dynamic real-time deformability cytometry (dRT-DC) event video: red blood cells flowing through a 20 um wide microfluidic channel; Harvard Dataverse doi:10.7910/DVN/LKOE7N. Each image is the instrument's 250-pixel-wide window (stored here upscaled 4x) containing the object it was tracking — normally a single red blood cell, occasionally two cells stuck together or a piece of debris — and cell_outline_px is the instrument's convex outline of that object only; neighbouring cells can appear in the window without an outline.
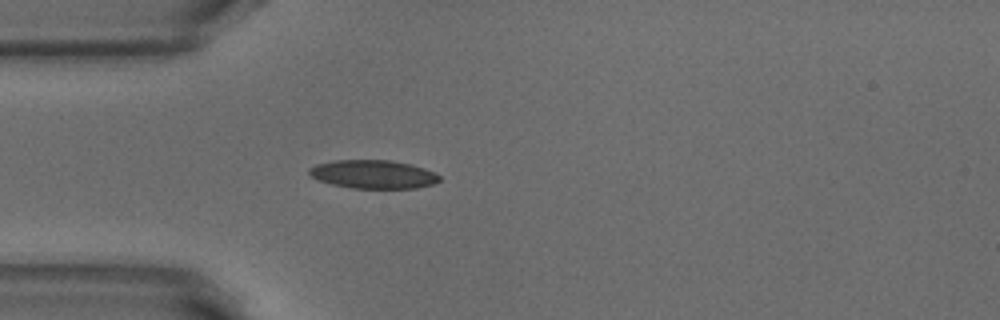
{"species": "common noctule bat (a hibernating species)", "species_latin": "Nyctalus noctula", "temperature_condition": "warm", "stored_images_in_passage": 4, "camera_frame_rate_fps": 3000, "um_per_image_px": 0.085, "animal": {"sex": "male", "body_mass_g": 18.8}, "frame": {"image": 1, "passage_image": 1, "time_ms": 0.0, "image_size_px": [1000, 320], "cell_outline_px": [[440, 180], [432, 184], [416, 188], [352, 188], [332, 184], [316, 180], [308, 172], [308, 168], [316, 164], [336, 160], [388, 160], [412, 164], [424, 168], [440, 176]], "centroid_in_image_um": [31.7, 14.81], "position_along_channel_um": 53.3, "area_um2": 21.56}}